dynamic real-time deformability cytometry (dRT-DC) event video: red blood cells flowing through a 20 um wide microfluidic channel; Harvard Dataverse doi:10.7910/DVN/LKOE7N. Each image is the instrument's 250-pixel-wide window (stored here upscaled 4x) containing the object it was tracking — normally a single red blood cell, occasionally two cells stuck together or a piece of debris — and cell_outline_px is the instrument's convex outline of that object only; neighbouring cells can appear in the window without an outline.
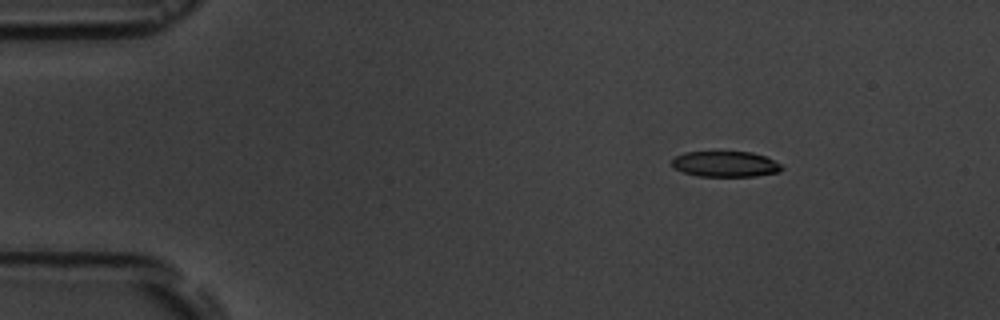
{"species": "common noctule bat (a hibernating species)", "species_latin": "Nyctalus noctula", "temperature_condition": "room temperature", "stored_images_in_passage": 6, "camera_frame_rate_fps": 3000, "um_per_image_px": 0.085, "animal": {"sex": "male", "body_mass_g": 19.5, "forearm_length_mm": 54.6}, "frame": {"image": 1, "passage_image": 2, "time_ms": 2.0, "image_size_px": [1000, 320], "cell_outline_px": [[784, 168], [780, 172], [756, 176], [696, 176], [684, 172], [676, 168], [672, 164], [672, 160], [676, 156], [684, 152], [752, 152], [764, 156], [780, 164]], "centroid_in_image_um": [61.67, 13.95], "position_along_channel_um": 23.3, "area_um2": 16.3}}
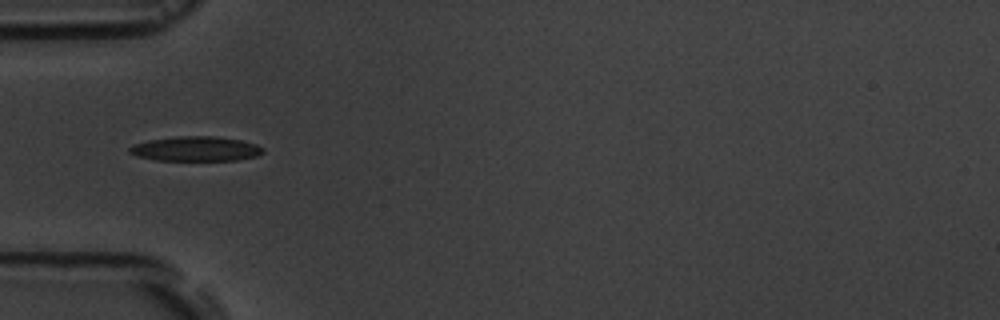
{"frame": {"image": 2, "passage_image": 5, "time_ms": 5.333, "image_size_px": [1000, 320], "cell_outline_px": [[264, 152], [256, 156], [236, 160], [156, 160], [136, 156], [128, 152], [128, 148], [132, 144], [148, 140], [176, 136], [212, 136], [240, 140], [256, 144], [264, 148]], "centroid_in_image_um": [16.6, 12.64], "position_along_channel_um": 68.4, "area_um2": 19.25}}
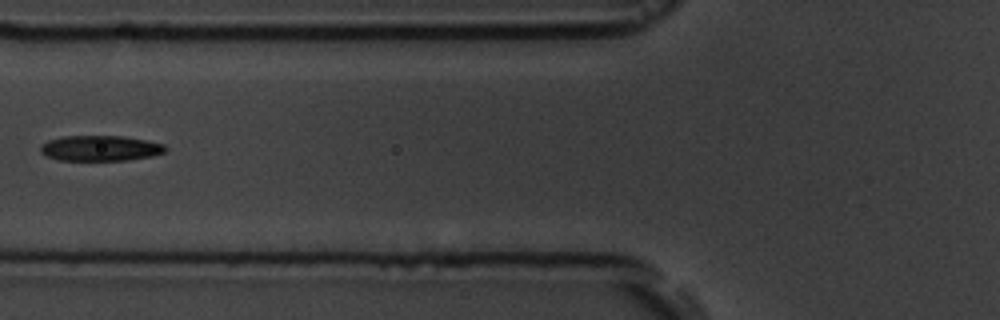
{"frame": {"image": 3, "passage_image": 6, "time_ms": 6.667, "image_size_px": [1000, 320], "cell_outline_px": [[168, 148], [164, 152], [152, 156], [128, 160], [60, 160], [44, 156], [40, 152], [40, 148], [48, 140], [64, 136], [124, 136], [164, 144]], "centroid_in_image_um": [8.52, 12.6], "position_along_channel_um": 117.3, "area_um2": 18.5}}